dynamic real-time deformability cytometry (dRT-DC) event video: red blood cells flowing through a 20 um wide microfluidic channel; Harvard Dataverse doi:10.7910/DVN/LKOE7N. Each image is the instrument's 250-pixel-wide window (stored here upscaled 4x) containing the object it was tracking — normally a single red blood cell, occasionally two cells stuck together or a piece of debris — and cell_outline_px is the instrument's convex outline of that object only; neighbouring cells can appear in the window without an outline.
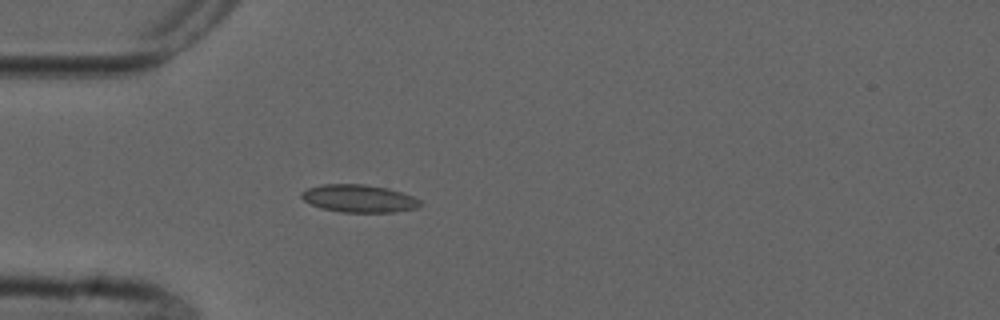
{"species": "common noctule bat (a hibernating species)", "species_latin": "Nyctalus noctula", "temperature_condition": "cold", "stored_images_in_passage": 4, "camera_frame_rate_fps": 3000, "um_per_image_px": 0.085, "animal": {"sex": "male", "forearm_length_mm": 52.5}, "frame": {"image": 1, "passage_image": 4, "time_ms": 4.333, "image_size_px": [1000, 320], "cell_outline_px": [[420, 204], [416, 208], [392, 212], [340, 212], [320, 208], [304, 200], [300, 196], [300, 192], [308, 188], [324, 184], [364, 184], [388, 188], [412, 196], [420, 200]], "centroid_in_image_um": [30.47, 16.87], "position_along_channel_um": 54.5, "area_um2": 19.02}}